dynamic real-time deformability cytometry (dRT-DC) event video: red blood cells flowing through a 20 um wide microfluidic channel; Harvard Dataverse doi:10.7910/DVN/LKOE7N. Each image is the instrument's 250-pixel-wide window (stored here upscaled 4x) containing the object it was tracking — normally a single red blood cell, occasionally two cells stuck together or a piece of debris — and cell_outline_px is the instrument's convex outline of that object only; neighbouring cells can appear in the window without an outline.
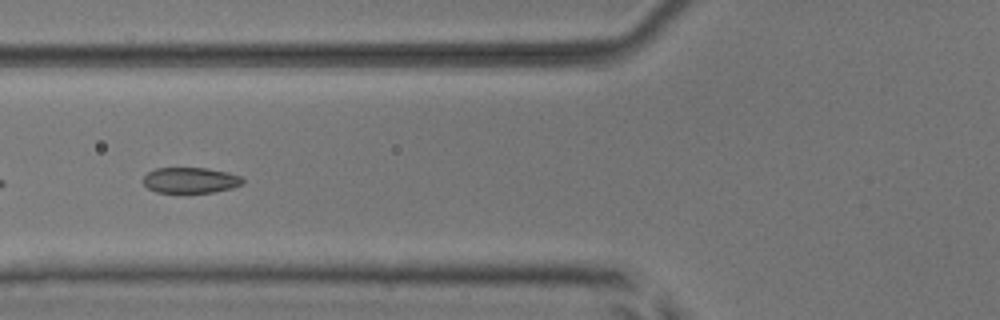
{"species": "common noctule bat (a hibernating species)", "species_latin": "Nyctalus noctula", "temperature_condition": "room temperature", "stored_images_in_passage": 37, "camera_frame_rate_fps": 3000, "um_per_image_px": 0.085, "animal": {"sex": "male", "body_mass_g": 17.9, "forearm_length_mm": 54.2}, "frame": {"image": 1, "passage_image": 5, "time_ms": 1.333, "image_size_px": [1000, 320], "cell_outline_px": [[244, 184], [232, 188], [212, 192], [156, 192], [148, 188], [144, 184], [144, 176], [148, 172], [156, 168], [204, 168], [228, 172], [240, 176], [244, 180]], "centroid_in_image_um": [16.2, 15.32], "position_along_channel_um": 109.6, "area_um2": 14.8}}
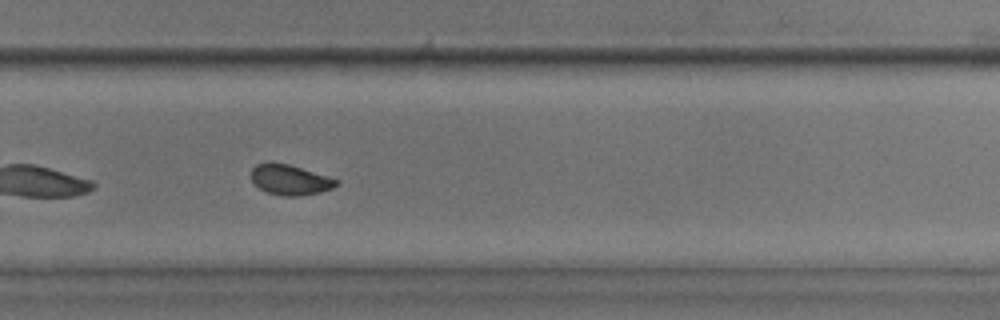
{"frame": {"image": 2, "passage_image": 20, "time_ms": 6.333, "image_size_px": [1000, 320], "cell_outline_px": [[340, 180], [332, 188], [320, 192], [300, 196], [284, 196], [268, 192], [260, 188], [252, 180], [252, 168], [256, 164], [268, 160], [288, 164]], "centroid_in_image_um": [24.63, 15.26], "position_along_channel_um": 305.2, "area_um2": 14.97}}
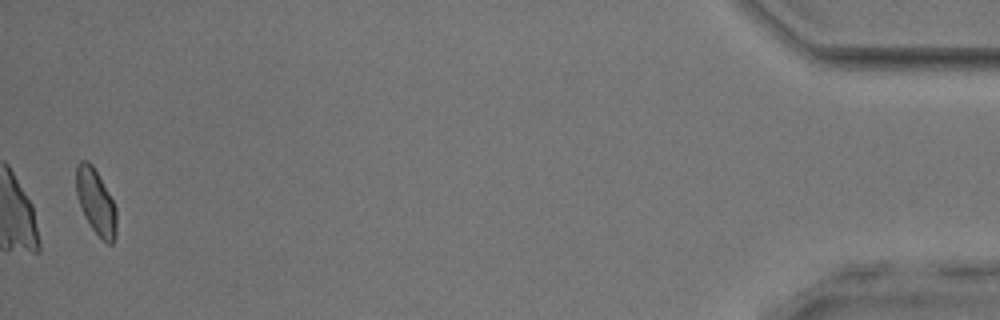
{"frame": {"image": 3, "passage_image": 36, "time_ms": 11.667, "image_size_px": [1000, 320], "cell_outline_px": [[116, 236], [112, 244], [108, 244], [92, 228], [84, 216], [76, 196], [76, 164], [80, 160], [88, 160], [92, 164], [112, 200], [116, 208]], "centroid_in_image_um": [8.13, 17.13], "position_along_channel_um": 427.1, "area_um2": 15.2}, "authors_computed_cell_mechanics": {"area_um2": 15.4904, "velocity_mm_per_s": 3.9239, "shape_relaxation_time_tau1_ms": 2.0257, "shape_relaxation_time_tau2_ms": 0.9349, "deformation_change_tau1": 0.1079, "deformation_change_tau2": 0.0551}}